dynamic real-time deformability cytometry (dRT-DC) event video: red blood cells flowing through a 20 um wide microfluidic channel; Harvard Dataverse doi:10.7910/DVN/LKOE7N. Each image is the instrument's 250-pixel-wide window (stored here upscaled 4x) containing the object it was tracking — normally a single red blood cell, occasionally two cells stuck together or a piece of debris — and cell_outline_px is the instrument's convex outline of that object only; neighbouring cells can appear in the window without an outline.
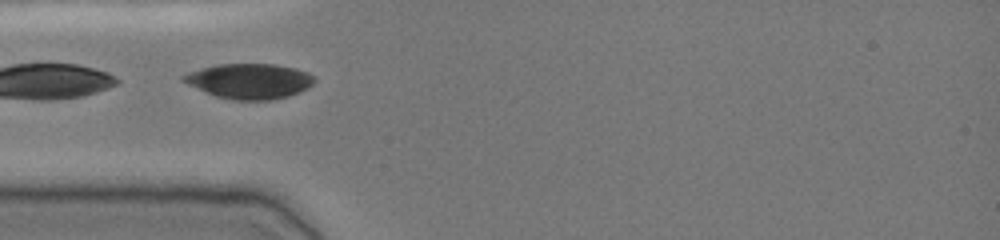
{"species": "common noctule bat (a hibernating species)", "species_latin": "Nyctalus noctula", "temperature_condition": "cold", "stored_images_in_passage": 13, "camera_frame_rate_fps": 3000, "um_per_image_px": 0.085, "animal": {"sex": "female", "body_mass_g": 19.0, "forearm_length_mm": 51.5}, "frame": {"image": 1, "passage_image": 1, "time_ms": 0.0, "image_size_px": [1000, 240], "cell_outline_px": [[316, 80], [308, 88], [300, 92], [288, 96], [268, 100], [232, 100], [216, 96], [188, 84], [180, 80], [180, 76], [188, 72], [216, 64], [276, 64], [296, 68], [308, 72]], "centroid_in_image_um": [21.2, 6.89], "position_along_channel_um": 63.8, "area_um2": 26.88}}
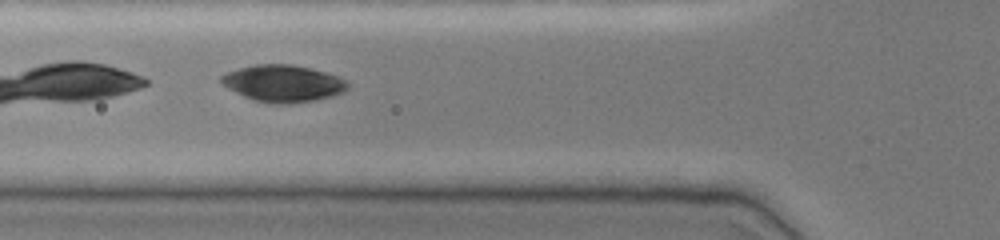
{"frame": {"image": 2, "passage_image": 4, "time_ms": 1.0, "image_size_px": [1000, 240], "cell_outline_px": [[348, 88], [344, 92], [332, 96], [316, 100], [288, 104], [272, 104], [252, 100], [220, 84], [220, 76], [236, 68], [256, 64], [292, 64], [340, 76], [348, 80]], "centroid_in_image_um": [24.06, 7.09], "position_along_channel_um": 101.7, "area_um2": 27.46}}
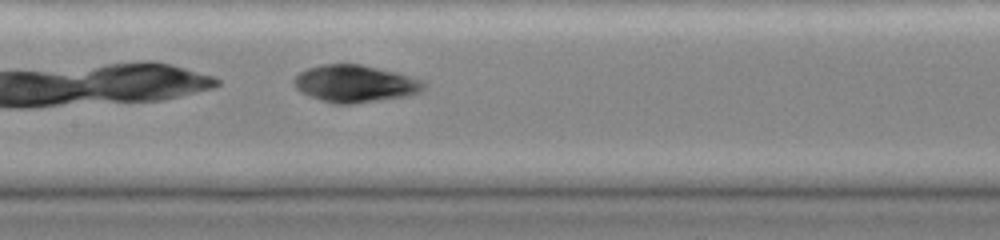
{"frame": {"image": 3, "passage_image": 10, "time_ms": 3.0, "image_size_px": [1000, 240], "cell_outline_px": [[428, 84], [420, 92], [408, 96], [352, 104], [336, 104], [320, 100], [308, 96], [300, 92], [296, 88], [292, 80], [300, 72], [308, 68], [320, 64], [360, 64], [396, 72], [424, 80]], "centroid_in_image_um": [30.19, 7.11], "position_along_channel_um": 177.2, "area_um2": 28.38}}